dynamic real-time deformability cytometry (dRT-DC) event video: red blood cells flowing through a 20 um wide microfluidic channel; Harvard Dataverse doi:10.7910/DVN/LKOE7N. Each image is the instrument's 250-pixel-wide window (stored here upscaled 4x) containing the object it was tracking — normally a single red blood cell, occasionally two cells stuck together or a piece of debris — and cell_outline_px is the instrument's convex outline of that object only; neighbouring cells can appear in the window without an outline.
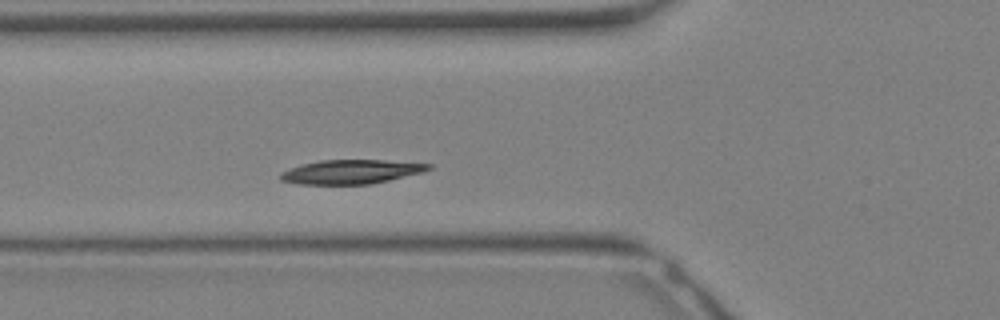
{"species": "Egyptian fruit bat (a non-hibernating species)", "species_latin": "Rousettus aegyptiacus", "temperature_condition": "warm", "stored_images_in_passage": 20, "camera_frame_rate_fps": 3000, "um_per_image_px": 0.085, "animal": {"sex": "female"}, "frame": {"image": 1, "passage_image": 5, "time_ms": 1.333, "image_size_px": [1000, 320], "cell_outline_px": [[432, 168], [424, 172], [388, 180], [368, 184], [300, 184], [280, 180], [280, 172], [304, 164], [320, 160], [384, 160], [432, 164]], "centroid_in_image_um": [29.87, 14.6], "position_along_channel_um": 95.9, "area_um2": 20.58}}
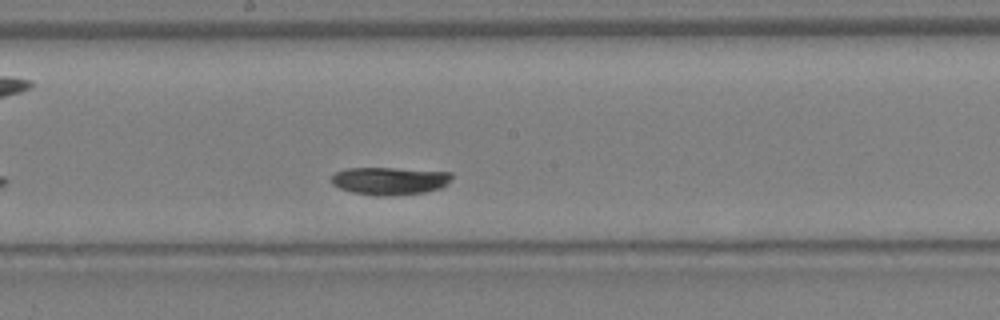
{"frame": {"image": 2, "passage_image": 11, "time_ms": 3.333, "image_size_px": [1000, 320], "cell_outline_px": [[452, 176], [440, 188], [424, 192], [392, 196], [376, 196], [352, 192], [340, 188], [332, 184], [332, 176], [336, 172], [348, 168], [396, 168], [452, 172]], "centroid_in_image_um": [33.09, 15.37], "position_along_channel_um": 215.1, "area_um2": 19.31}}
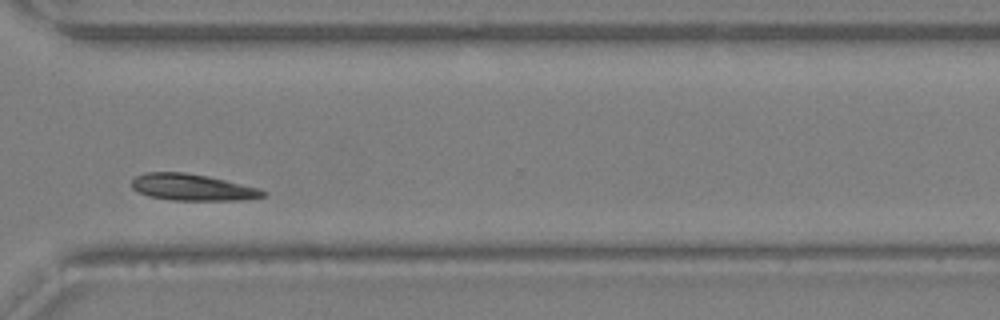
{"frame": {"image": 3, "passage_image": 18, "time_ms": 5.667, "image_size_px": [1000, 320], "cell_outline_px": [[268, 196], [240, 200], [172, 200], [148, 196], [136, 192], [132, 188], [132, 180], [136, 176], [144, 172], [184, 172], [208, 176], [260, 188], [268, 192]], "centroid_in_image_um": [16.36, 15.92], "position_along_channel_um": 354.2, "area_um2": 20.52}}